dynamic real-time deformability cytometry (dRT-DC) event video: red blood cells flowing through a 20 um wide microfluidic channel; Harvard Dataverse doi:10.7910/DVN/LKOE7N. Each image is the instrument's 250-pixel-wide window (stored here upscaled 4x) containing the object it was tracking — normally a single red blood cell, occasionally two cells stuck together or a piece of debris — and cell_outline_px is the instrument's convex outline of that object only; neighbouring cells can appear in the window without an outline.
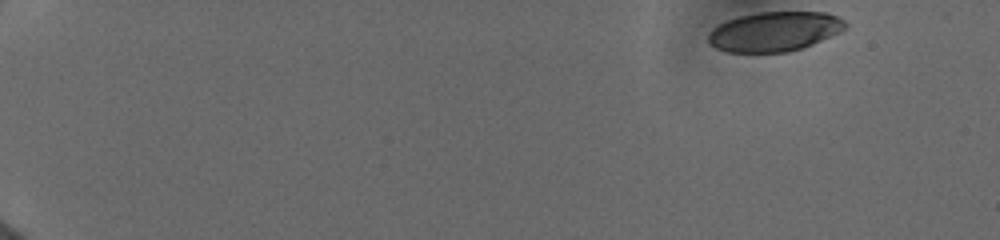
{"species": "human", "species_latin": "Homo sapiens", "temperature_condition": "cold", "stored_images_in_passage": 70, "camera_frame_rate_fps": 3000, "um_per_image_px": 0.085, "donor": {"sex": "female"}, "frame": {"image": 1, "passage_image": 1, "time_ms": 0.0, "image_size_px": [1000, 240], "cell_outline_px": [[844, 28], [840, 32], [812, 44], [788, 52], [728, 52], [716, 48], [708, 44], [708, 32], [712, 28], [728, 20], [740, 16], [756, 12], [824, 12], [836, 16], [844, 20]], "centroid_in_image_um": [65.78, 2.68], "position_along_channel_um": 19.2, "area_um2": 31.44}}
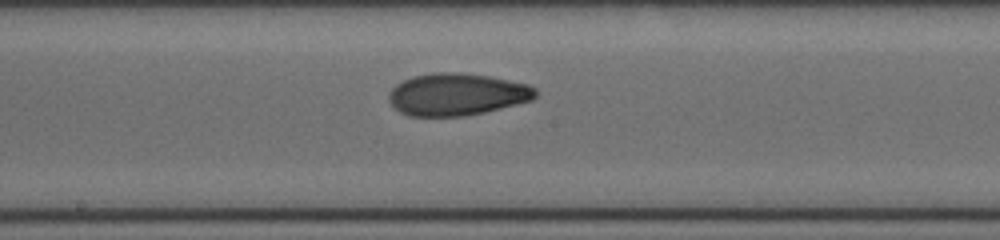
{"frame": {"image": 2, "passage_image": 38, "time_ms": 9.0, "image_size_px": [1000, 240], "cell_outline_px": [[536, 96], [532, 100], [484, 112], [464, 116], [408, 116], [400, 112], [388, 100], [388, 96], [392, 88], [396, 84], [412, 76], [436, 72], [460, 72], [488, 76], [528, 84], [536, 88]], "centroid_in_image_um": [38.82, 8.02], "position_along_channel_um": 209.4, "area_um2": 36.01}}
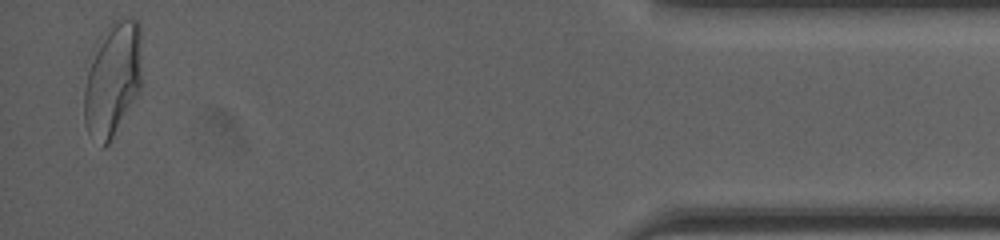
{"frame": {"image": 3, "passage_image": 68, "time_ms": 16.0, "image_size_px": [1000, 240], "cell_outline_px": [[140, 88], [136, 96], [108, 144], [104, 148], [100, 148], [88, 132], [84, 120], [84, 88], [96, 40], [108, 24], [112, 20], [140, 20]], "centroid_in_image_um": [9.54, 6.73], "position_along_channel_um": 425.7, "area_um2": 38.21}, "authors_computed_cell_mechanics": {"area_um2": 35.1424, "velocity_mm_per_s": 3.9455, "shape_relaxation_time_tau1_ms": 5.2399, "shape_relaxation_time_tau2_ms": 1.6993, "deformation_change_tau1": 0.1776, "deformation_change_tau2": 0.0735}}